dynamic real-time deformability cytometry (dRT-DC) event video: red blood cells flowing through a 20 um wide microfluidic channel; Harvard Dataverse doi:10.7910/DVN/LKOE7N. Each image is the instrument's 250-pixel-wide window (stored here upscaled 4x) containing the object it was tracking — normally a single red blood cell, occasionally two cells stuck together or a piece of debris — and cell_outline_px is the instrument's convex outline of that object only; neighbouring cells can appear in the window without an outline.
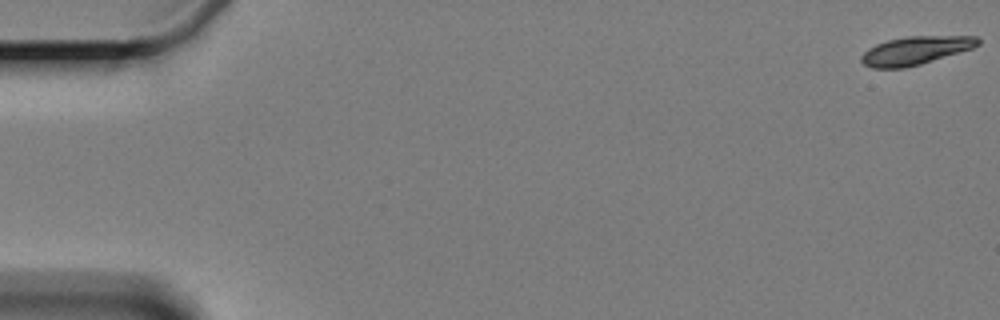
{"species": "Egyptian fruit bat (a non-hibernating species)", "species_latin": "Rousettus aegyptiacus", "temperature_condition": "cold", "stored_images_in_passage": 5, "camera_frame_rate_fps": 3000, "um_per_image_px": 0.085, "animal": {"sex": "female"}, "frame": {"image": 1, "passage_image": 1, "time_ms": 0.0, "image_size_px": [1000, 320], "cell_outline_px": [[980, 44], [972, 48], [920, 64], [904, 68], [872, 68], [864, 64], [860, 60], [860, 56], [868, 48], [876, 44], [888, 40], [908, 36], [976, 36], [980, 40]], "centroid_in_image_um": [77.79, 4.29], "position_along_channel_um": 7.2, "area_um2": 19.07}}